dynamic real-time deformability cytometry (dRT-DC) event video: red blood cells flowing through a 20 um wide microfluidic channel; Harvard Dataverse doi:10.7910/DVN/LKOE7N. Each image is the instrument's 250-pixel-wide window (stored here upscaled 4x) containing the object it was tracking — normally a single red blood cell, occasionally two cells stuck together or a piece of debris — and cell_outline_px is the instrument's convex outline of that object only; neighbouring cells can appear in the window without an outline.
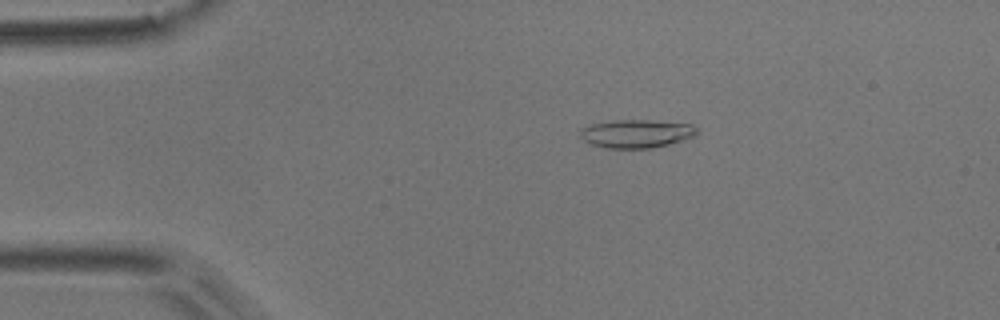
{"species": "common noctule bat (a hibernating species)", "species_latin": "Nyctalus noctula", "temperature_condition": "room temperature", "stored_images_in_passage": 4, "camera_frame_rate_fps": 3000, "um_per_image_px": 0.085, "animal": {"sex": "male", "body_mass_g": 17.9}, "frame": {"image": 1, "passage_image": 2, "time_ms": 0.333, "image_size_px": [1000, 320], "cell_outline_px": [[696, 132], [692, 136], [684, 140], [652, 148], [604, 148], [592, 144], [584, 140], [580, 136], [580, 128], [592, 124], [612, 120], [652, 120], [692, 124], [696, 128]], "centroid_in_image_um": [54.06, 11.35], "position_along_channel_um": 30.9, "area_um2": 19.19}}
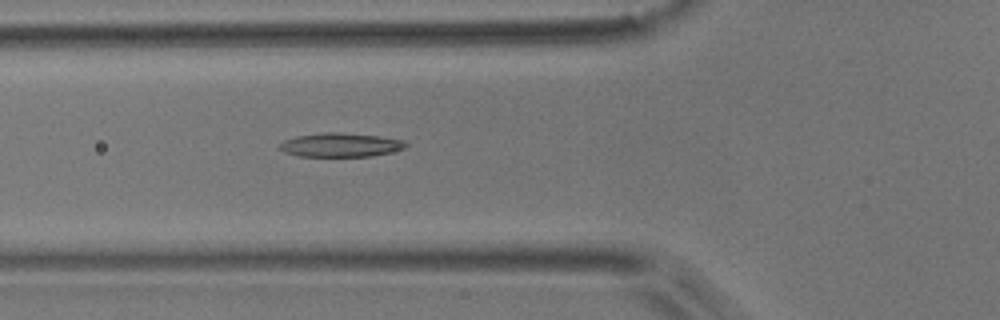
{"frame": {"image": 2, "passage_image": 4, "time_ms": 1.0, "image_size_px": [1000, 320], "cell_outline_px": [[408, 144], [404, 148], [372, 156], [296, 156], [284, 152], [280, 148], [280, 144], [284, 140], [296, 136], [324, 132], [340, 132], [376, 136], [404, 140]], "centroid_in_image_um": [28.91, 12.31], "position_along_channel_um": 96.9, "area_um2": 17.4}}